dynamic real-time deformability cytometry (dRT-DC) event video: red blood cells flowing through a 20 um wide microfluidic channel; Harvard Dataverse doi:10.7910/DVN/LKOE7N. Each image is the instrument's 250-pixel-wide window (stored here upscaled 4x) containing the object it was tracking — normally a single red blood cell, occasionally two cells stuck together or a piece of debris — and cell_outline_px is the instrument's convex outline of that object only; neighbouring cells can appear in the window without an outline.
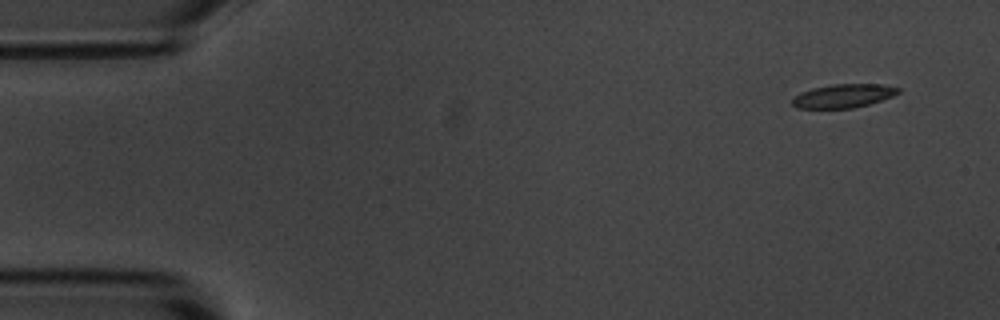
{"species": "common noctule bat (a hibernating species)", "species_latin": "Nyctalus noctula", "temperature_condition": "room temperature", "stored_images_in_passage": 10, "camera_frame_rate_fps": 3000, "um_per_image_px": 0.085, "animal": {"sex": "male", "body_mass_g": 20.1, "forearm_length_mm": 53.5}, "frame": {"image": 1, "passage_image": 1, "time_ms": 0.0, "image_size_px": [1000, 320], "cell_outline_px": [[900, 92], [892, 96], [868, 104], [852, 108], [796, 108], [792, 104], [792, 96], [800, 92], [812, 88], [832, 84], [884, 84], [900, 88]], "centroid_in_image_um": [71.65, 8.14], "position_along_channel_um": 13.3, "area_um2": 14.62}}
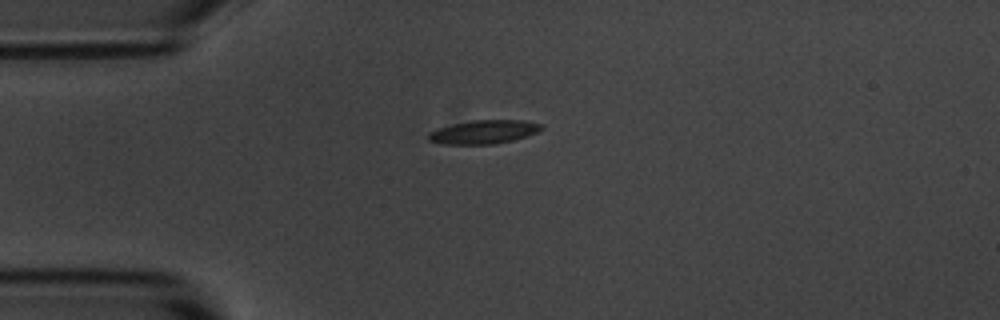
{"frame": {"image": 2, "passage_image": 4, "time_ms": 3.333, "image_size_px": [1000, 320], "cell_outline_px": [[544, 128], [536, 132], [512, 140], [496, 144], [440, 144], [428, 140], [428, 132], [440, 128], [472, 120], [524, 120], [544, 124]], "centroid_in_image_um": [41.14, 11.21], "position_along_channel_um": 43.9, "area_um2": 15.43}}
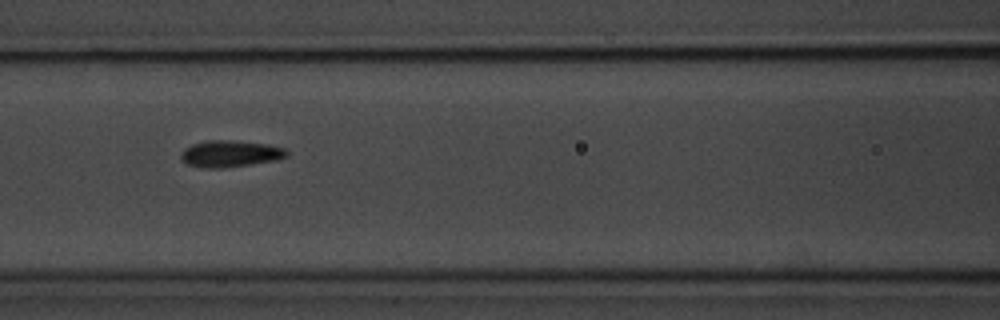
{"frame": {"image": 3, "passage_image": 7, "time_ms": 6.667, "image_size_px": [1000, 320], "cell_outline_px": [[288, 156], [276, 160], [224, 168], [208, 168], [188, 164], [180, 156], [180, 152], [184, 148], [192, 144], [208, 140], [232, 140], [268, 144], [284, 148], [288, 152]], "centroid_in_image_um": [19.57, 13.05], "position_along_channel_um": 147.0, "area_um2": 16.36}}